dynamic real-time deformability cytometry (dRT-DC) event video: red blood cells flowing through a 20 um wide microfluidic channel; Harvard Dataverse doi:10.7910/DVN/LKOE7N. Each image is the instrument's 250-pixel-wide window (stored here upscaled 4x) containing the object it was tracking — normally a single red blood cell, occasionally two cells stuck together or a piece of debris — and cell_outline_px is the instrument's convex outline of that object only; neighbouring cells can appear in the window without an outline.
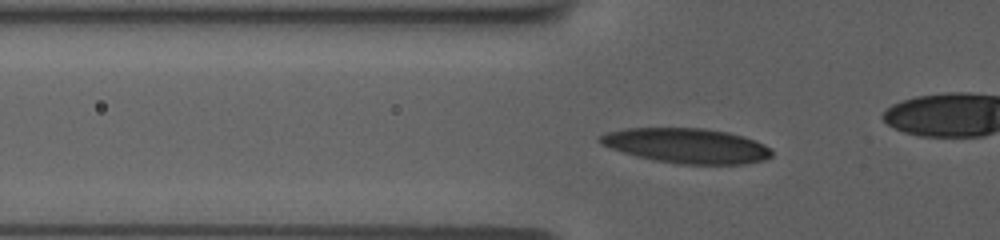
{"species": "human", "species_latin": "Homo sapiens", "temperature_condition": "room temperature", "stored_images_in_passage": 42, "camera_frame_rate_fps": 3000, "um_per_image_px": 0.085, "donor": {"sex": "female"}, "frame": {"image": 1, "passage_image": 16, "time_ms": 5.0, "image_size_px": [1000, 240], "cell_outline_px": [[772, 156], [764, 160], [748, 164], [680, 164], [656, 160], [636, 156], [600, 144], [596, 140], [604, 132], [624, 128], [704, 128], [728, 132], [744, 136], [756, 140], [764, 144], [772, 152]], "centroid_in_image_um": [58.37, 12.38], "position_along_channel_um": 67.4, "area_um2": 35.08}}
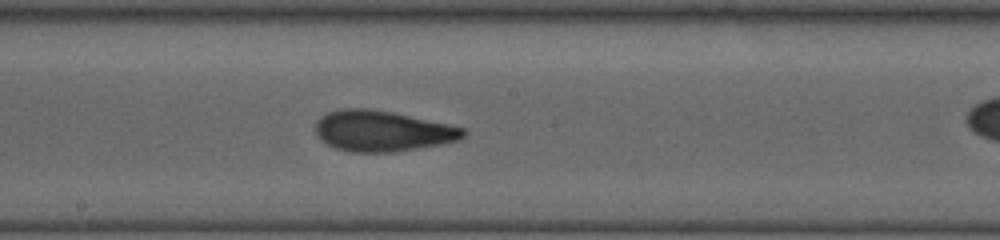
{"frame": {"image": 2, "passage_image": 28, "time_ms": 9.0, "image_size_px": [1000, 240], "cell_outline_px": [[468, 132], [460, 140], [440, 144], [396, 152], [352, 152], [336, 148], [320, 140], [316, 136], [316, 120], [320, 116], [328, 112], [340, 108], [368, 108], [392, 112], [448, 124], [464, 128]], "centroid_in_image_um": [32.47, 11.13], "position_along_channel_um": 215.7, "area_um2": 35.2}}
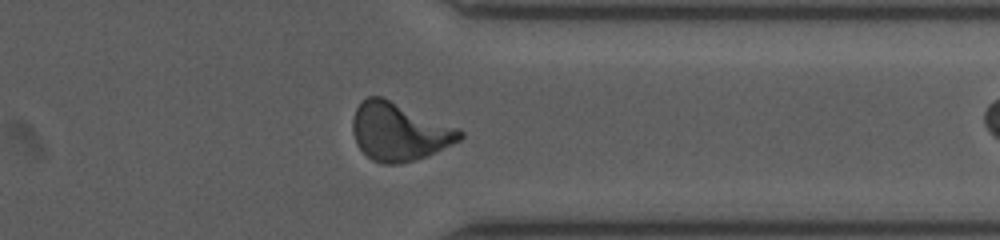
{"frame": {"image": 3, "passage_image": 41, "time_ms": 13.333, "image_size_px": [1000, 240], "cell_outline_px": [[464, 136], [460, 140], [428, 156], [400, 164], [384, 164], [372, 160], [356, 144], [352, 132], [352, 120], [356, 108], [368, 96], [384, 96], [460, 128], [464, 132]], "centroid_in_image_um": [33.95, 11.18], "position_along_channel_um": 377.5, "area_um2": 36.65}}